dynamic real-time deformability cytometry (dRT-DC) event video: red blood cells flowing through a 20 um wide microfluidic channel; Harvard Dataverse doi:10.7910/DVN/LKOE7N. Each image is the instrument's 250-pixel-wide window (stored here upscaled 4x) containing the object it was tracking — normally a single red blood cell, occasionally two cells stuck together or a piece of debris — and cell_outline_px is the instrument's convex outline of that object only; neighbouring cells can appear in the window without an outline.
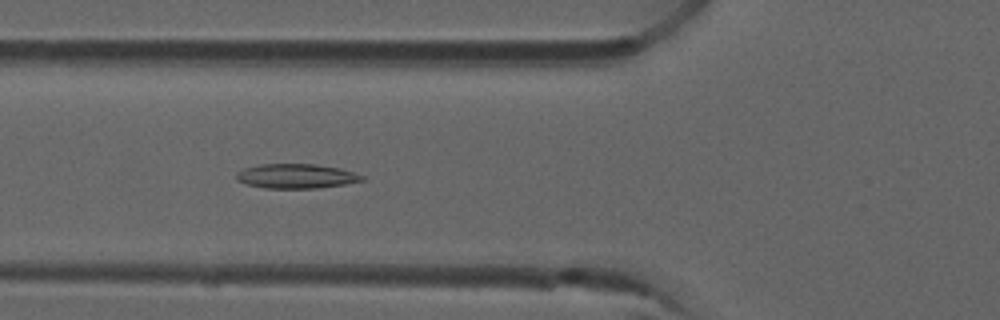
{"species": "common noctule bat (a hibernating species)", "species_latin": "Nyctalus noctula", "temperature_condition": "room temperature", "stored_images_in_passage": 7, "camera_frame_rate_fps": 3000, "um_per_image_px": 0.085, "animal": {"sex": "male", "forearm_length_mm": 52.5}, "frame": {"image": 1, "passage_image": 5, "time_ms": 1.333, "image_size_px": [1000, 320], "cell_outline_px": [[364, 180], [344, 184], [316, 188], [264, 188], [244, 184], [236, 180], [236, 172], [244, 168], [260, 164], [316, 164], [340, 168], [364, 176]], "centroid_in_image_um": [25.12, 14.97], "position_along_channel_um": 100.7, "area_um2": 17.98}}
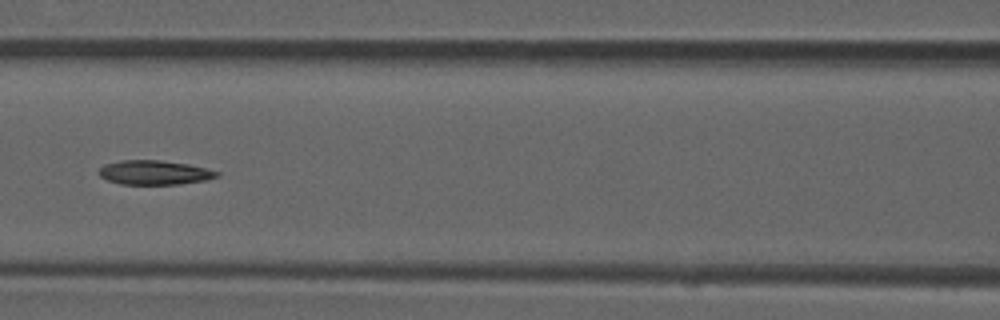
{"frame": {"image": 2, "passage_image": 6, "time_ms": 1.667, "image_size_px": [1000, 320], "cell_outline_px": [[220, 176], [204, 180], [180, 184], [120, 184], [108, 180], [100, 176], [96, 172], [104, 164], [124, 160], [160, 160], [188, 164], [220, 172]], "centroid_in_image_um": [13.1, 14.66], "position_along_channel_um": 153.5, "area_um2": 16.65}}
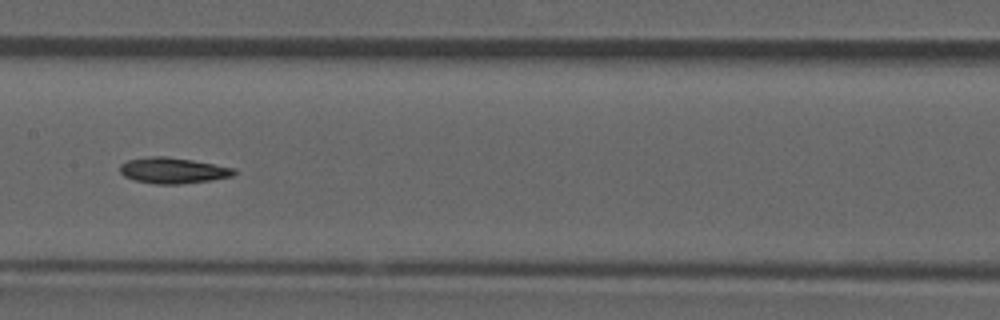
{"frame": {"image": 3, "passage_image": 7, "time_ms": 2.0, "image_size_px": [1000, 320], "cell_outline_px": [[236, 172], [232, 176], [212, 180], [180, 184], [152, 184], [136, 180], [124, 176], [120, 172], [120, 164], [128, 160], [148, 156], [164, 156], [192, 160], [236, 168]], "centroid_in_image_um": [14.7, 14.49], "position_along_channel_um": 192.7, "area_um2": 17.22}}